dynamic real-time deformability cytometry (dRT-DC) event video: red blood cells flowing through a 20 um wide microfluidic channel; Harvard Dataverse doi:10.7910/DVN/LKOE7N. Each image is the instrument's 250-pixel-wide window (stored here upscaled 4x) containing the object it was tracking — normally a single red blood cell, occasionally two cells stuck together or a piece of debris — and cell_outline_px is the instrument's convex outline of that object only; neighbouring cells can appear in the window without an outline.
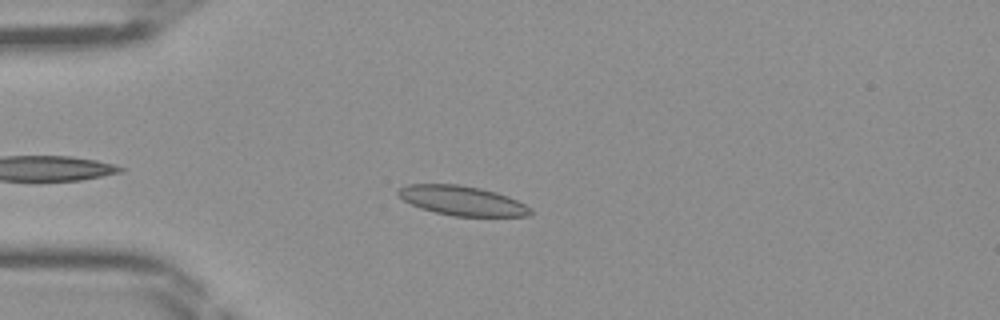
{"species": "Egyptian fruit bat (a non-hibernating species)", "species_latin": "Rousettus aegyptiacus", "temperature_condition": "room temperature", "stored_images_in_passage": 34, "camera_frame_rate_fps": 3000, "um_per_image_px": 0.085, "frame": {"image": 1, "passage_image": 6, "time_ms": 1.667, "image_size_px": [1000, 320], "cell_outline_px": [[532, 212], [528, 216], [452, 216], [420, 208], [404, 200], [396, 192], [400, 188], [408, 184], [460, 184], [480, 188], [496, 192], [508, 196], [524, 204]], "centroid_in_image_um": [39.26, 17.05], "position_along_channel_um": 45.7, "area_um2": 22.54}}
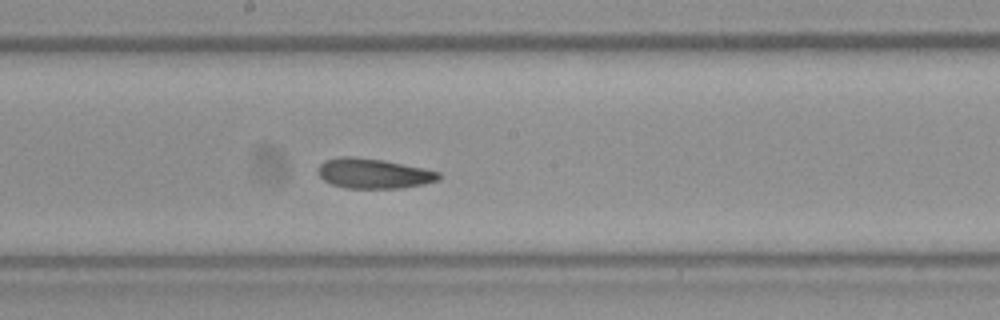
{"frame": {"image": 2, "passage_image": 19, "time_ms": 6.0, "image_size_px": [1000, 320], "cell_outline_px": [[440, 180], [424, 184], [400, 188], [344, 188], [332, 184], [324, 180], [316, 172], [316, 168], [324, 160], [340, 156], [352, 156], [384, 160], [424, 168], [440, 172]], "centroid_in_image_um": [31.73, 14.74], "position_along_channel_um": 216.5, "area_um2": 21.33}}
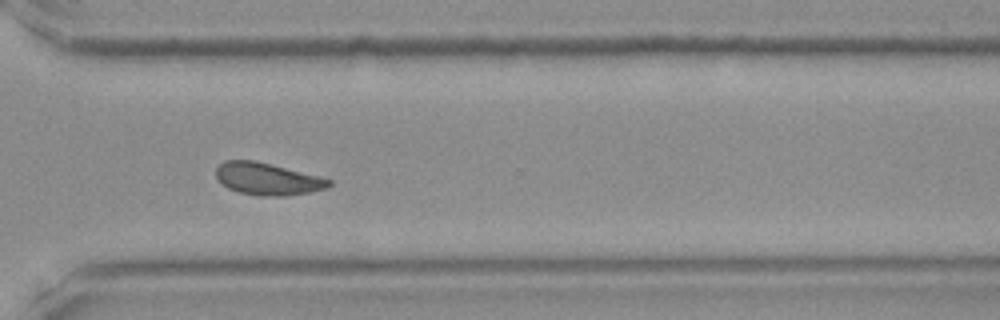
{"frame": {"image": 3, "passage_image": 28, "time_ms": 9.0, "image_size_px": [1000, 320], "cell_outline_px": [[332, 184], [328, 188], [308, 192], [284, 196], [264, 196], [240, 192], [228, 188], [216, 176], [216, 168], [224, 160], [252, 160], [320, 176], [332, 180]], "centroid_in_image_um": [22.76, 15.21], "position_along_channel_um": 347.8, "area_um2": 20.87}}